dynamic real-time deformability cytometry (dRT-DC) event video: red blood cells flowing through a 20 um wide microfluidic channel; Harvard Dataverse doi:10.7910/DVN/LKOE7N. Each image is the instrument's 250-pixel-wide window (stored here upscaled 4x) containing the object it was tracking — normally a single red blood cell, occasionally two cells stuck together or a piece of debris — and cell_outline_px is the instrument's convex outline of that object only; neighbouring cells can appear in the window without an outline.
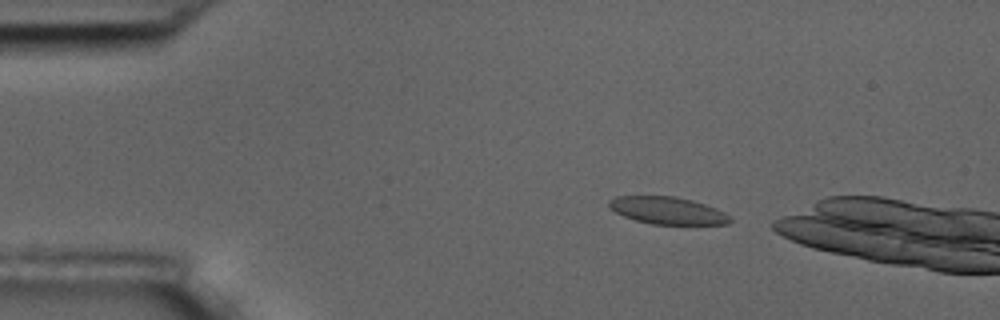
{"species": "common noctule bat (a hibernating species)", "species_latin": "Nyctalus noctula", "temperature_condition": "room temperature", "stored_images_in_passage": 4, "camera_frame_rate_fps": 3000, "um_per_image_px": 0.085, "animal": {"sex": "male", "body_mass_g": 17.5, "forearm_length_mm": 52.3}, "frame": {"image": 1, "passage_image": 1, "time_ms": 0.0, "image_size_px": [1000, 320], "cell_outline_px": [[732, 220], [728, 224], [652, 224], [636, 220], [624, 216], [616, 212], [608, 204], [608, 200], [616, 196], [676, 196], [692, 200], [716, 208], [732, 216]], "centroid_in_image_um": [56.77, 17.89], "position_along_channel_um": 28.2, "area_um2": 19.19}}